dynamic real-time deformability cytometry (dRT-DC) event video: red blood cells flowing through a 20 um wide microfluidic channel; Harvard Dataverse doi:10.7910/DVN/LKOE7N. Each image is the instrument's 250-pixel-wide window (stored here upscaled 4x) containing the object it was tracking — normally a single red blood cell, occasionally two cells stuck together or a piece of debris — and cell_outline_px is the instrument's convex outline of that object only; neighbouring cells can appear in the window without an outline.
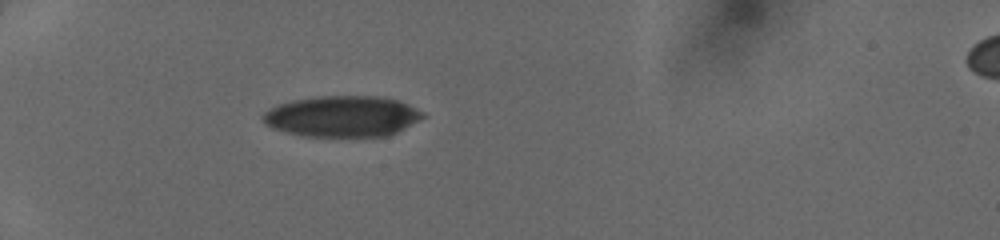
{"species": "human", "species_latin": "Homo sapiens", "temperature_condition": "cold", "stored_images_in_passage": 34, "camera_frame_rate_fps": 3000, "um_per_image_px": 0.085, "donor": {"sex": "female"}, "frame": {"image": 1, "passage_image": 1, "time_ms": 0.0, "image_size_px": [1000, 240], "cell_outline_px": [[424, 116], [420, 120], [388, 136], [304, 136], [272, 128], [264, 124], [264, 112], [276, 104], [292, 100], [320, 96], [380, 96], [400, 100], [424, 112]], "centroid_in_image_um": [29.11, 9.87], "position_along_channel_um": 55.9, "area_um2": 38.21}}
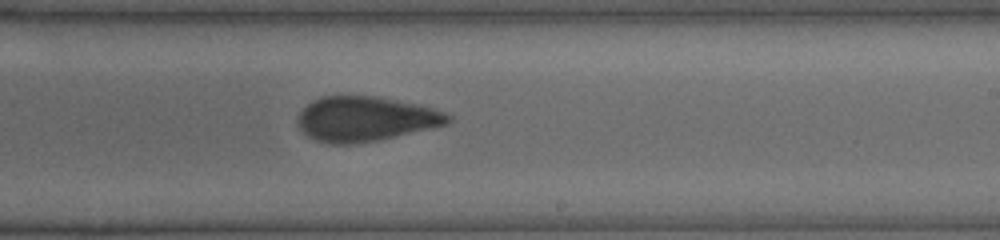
{"frame": {"image": 2, "passage_image": 17, "time_ms": 5.333, "image_size_px": [1000, 240], "cell_outline_px": [[452, 120], [448, 124], [376, 140], [352, 144], [328, 144], [316, 140], [308, 136], [300, 128], [296, 120], [300, 112], [312, 100], [320, 96], [376, 96], [432, 108], [444, 112], [452, 116]], "centroid_in_image_um": [31.03, 10.11], "position_along_channel_um": 258.0, "area_um2": 38.84}}
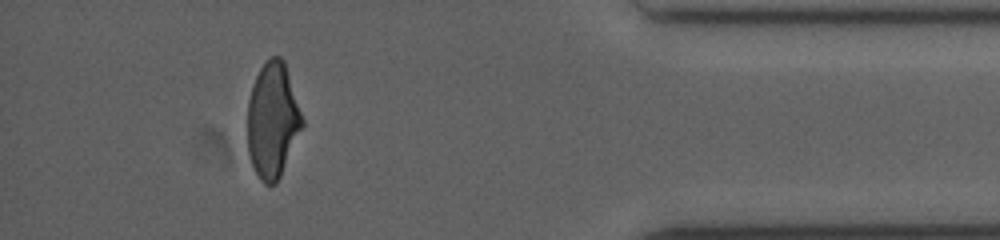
{"frame": {"image": 3, "passage_image": 30, "time_ms": 9.667, "image_size_px": [1000, 240], "cell_outline_px": [[304, 124], [280, 176], [276, 184], [264, 184], [260, 180], [252, 164], [248, 152], [248, 100], [252, 84], [260, 68], [272, 56], [280, 56], [284, 60], [304, 120]], "centroid_in_image_um": [23.17, 10.22], "position_along_channel_um": 412.0, "area_um2": 36.59}}